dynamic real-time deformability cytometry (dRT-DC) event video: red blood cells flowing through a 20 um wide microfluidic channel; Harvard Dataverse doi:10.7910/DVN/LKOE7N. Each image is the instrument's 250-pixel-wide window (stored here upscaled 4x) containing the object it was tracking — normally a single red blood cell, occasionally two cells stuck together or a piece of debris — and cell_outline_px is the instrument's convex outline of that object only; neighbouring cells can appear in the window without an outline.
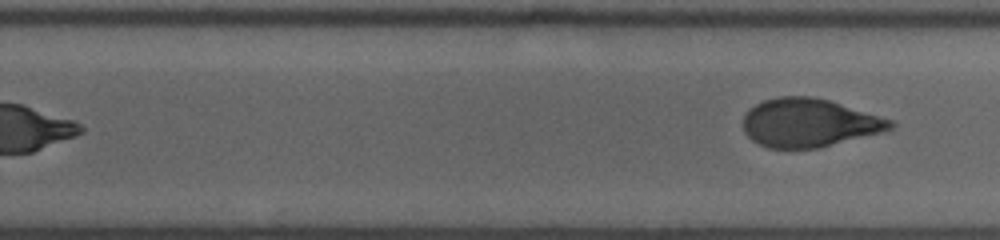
{"species": "human", "species_latin": "Homo sapiens", "temperature_condition": "room temperature", "stored_images_in_passage": 21, "segment_of_instrument_passage": [2, 2], "camera_frame_rate_fps": 3000, "um_per_image_px": 0.085, "donor": {"sex": "male"}, "frame": {"image": 1, "passage_image": 21, "time_ms": 6.667, "image_size_px": [1000, 240], "cell_outline_px": [[896, 124], [892, 128], [884, 132], [820, 148], [768, 148], [752, 140], [744, 132], [744, 116], [756, 104], [764, 100], [780, 96], [808, 96], [828, 100], [892, 120]], "centroid_in_image_um": [68.79, 10.45], "position_along_channel_um": 261.0, "area_um2": 41.27}}